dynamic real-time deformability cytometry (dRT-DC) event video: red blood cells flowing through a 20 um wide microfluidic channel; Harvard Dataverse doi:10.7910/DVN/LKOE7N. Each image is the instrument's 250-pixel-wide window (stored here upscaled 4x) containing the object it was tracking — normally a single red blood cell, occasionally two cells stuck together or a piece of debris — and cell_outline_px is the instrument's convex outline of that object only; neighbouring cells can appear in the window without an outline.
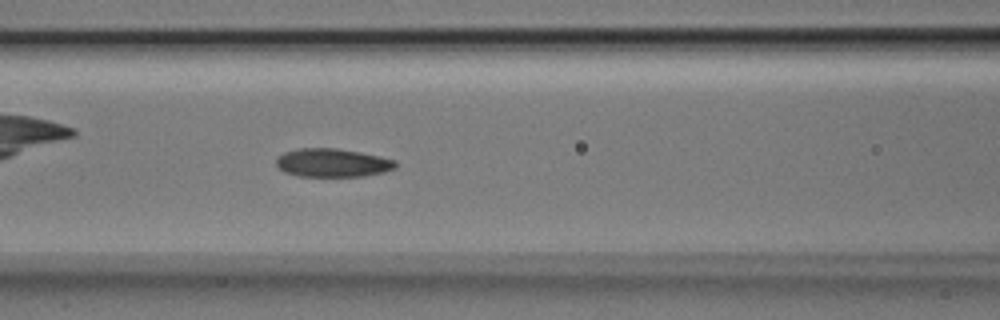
{"species": "Egyptian fruit bat (a non-hibernating species)", "species_latin": "Rousettus aegyptiacus", "temperature_condition": "room temperature", "stored_images_in_passage": 45, "camera_frame_rate_fps": 3000, "um_per_image_px": 0.085, "animal": {"sex": "male"}, "frame": {"image": 1, "passage_image": 15, "time_ms": 4.667, "image_size_px": [1000, 320], "cell_outline_px": [[396, 168], [384, 172], [364, 176], [296, 176], [284, 172], [276, 164], [276, 156], [284, 152], [300, 148], [336, 148], [360, 152], [380, 156], [396, 160]], "centroid_in_image_um": [28.25, 13.83], "position_along_channel_um": 138.3, "area_um2": 19.88}}
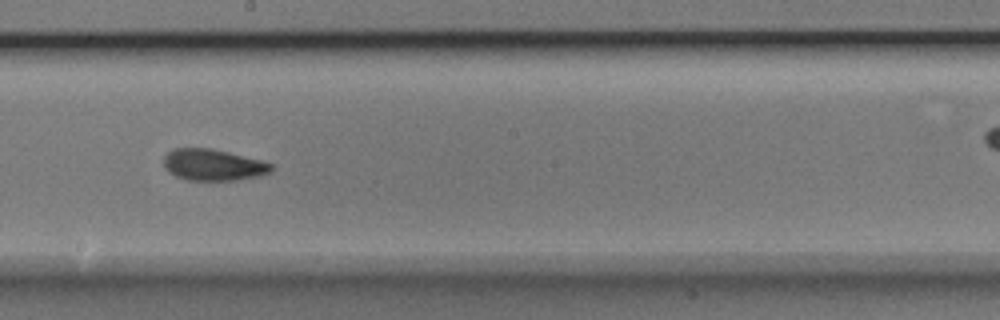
{"frame": {"image": 2, "passage_image": 22, "time_ms": 7.0, "image_size_px": [1000, 320], "cell_outline_px": [[272, 172], [260, 176], [236, 180], [184, 180], [168, 172], [164, 168], [164, 156], [172, 148], [212, 148], [264, 160], [272, 164]], "centroid_in_image_um": [18.13, 14.01], "position_along_channel_um": 230.1, "area_um2": 20.06}}
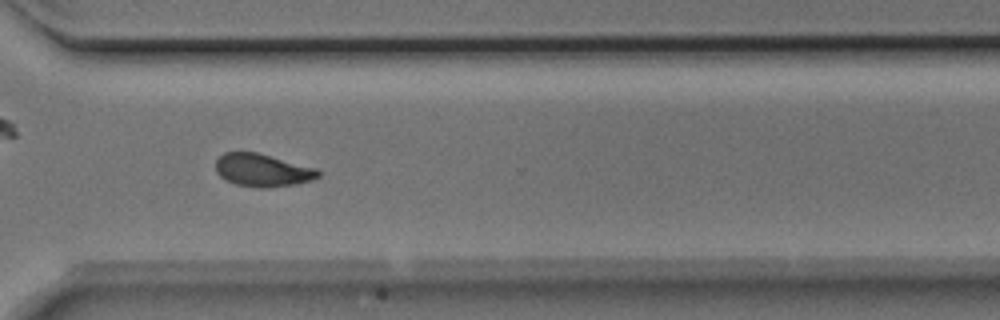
{"frame": {"image": 3, "passage_image": 31, "time_ms": 10.0, "image_size_px": [1000, 320], "cell_outline_px": [[320, 176], [312, 180], [296, 184], [268, 188], [260, 188], [236, 184], [220, 176], [216, 172], [216, 160], [224, 152], [256, 152], [316, 168], [320, 172]], "centroid_in_image_um": [22.32, 14.47], "position_along_channel_um": 348.3, "area_um2": 19.48}, "authors_computed_cell_mechanics": {"area_um2": 19.5364, "velocity_mm_per_s": 3.9471, "shape_relaxation_time_tau1_ms": 7.1167, "shape_relaxation_time_tau2_ms": 2.3439, "deformation_change_tau1": 0.1604, "deformation_change_tau2": 0.0748}}